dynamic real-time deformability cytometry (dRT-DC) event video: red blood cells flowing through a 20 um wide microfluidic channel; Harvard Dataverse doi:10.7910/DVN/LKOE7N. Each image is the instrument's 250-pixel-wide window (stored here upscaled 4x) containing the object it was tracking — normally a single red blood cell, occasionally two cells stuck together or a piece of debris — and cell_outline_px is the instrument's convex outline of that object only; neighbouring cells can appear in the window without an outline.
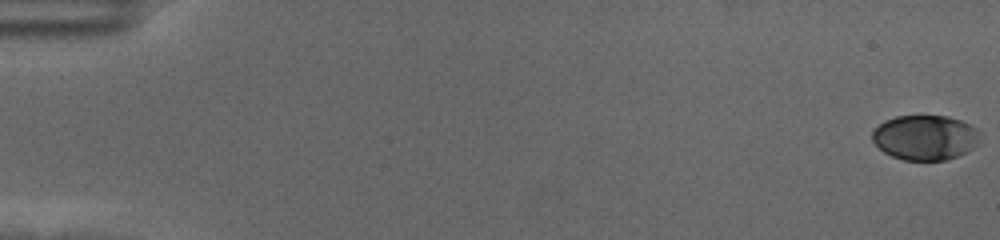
{"species": "human", "species_latin": "Homo sapiens", "temperature_condition": "cold", "stored_images_in_passage": 59, "camera_frame_rate_fps": 3000, "um_per_image_px": 0.085, "donor": {"sex": "female"}, "frame": {"image": 1, "passage_image": 1, "time_ms": 0.0, "image_size_px": [1000, 240], "cell_outline_px": [[980, 144], [968, 152], [948, 160], [904, 160], [892, 156], [884, 152], [872, 140], [872, 132], [884, 120], [896, 116], [948, 116], [972, 124], [980, 132]], "centroid_in_image_um": [78.69, 11.69], "position_along_channel_um": 6.3, "area_um2": 28.55}}
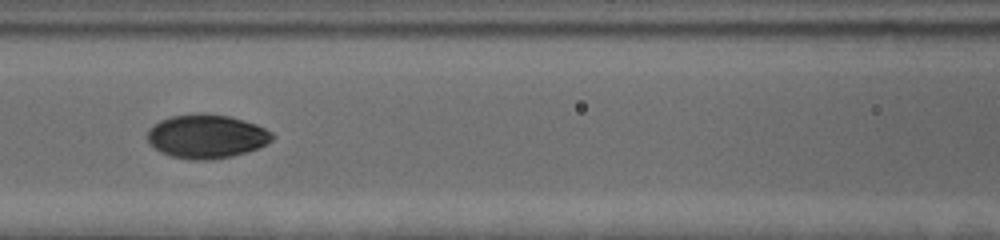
{"frame": {"image": 2, "passage_image": 28, "time_ms": 9.0, "image_size_px": [1000, 240], "cell_outline_px": [[276, 136], [272, 140], [256, 148], [232, 156], [204, 160], [196, 160], [172, 156], [160, 152], [148, 140], [148, 128], [160, 120], [172, 116], [196, 112], [200, 112], [228, 116], [244, 120], [256, 124], [272, 132]], "centroid_in_image_um": [17.55, 11.57], "position_along_channel_um": 149.1, "area_um2": 31.67}}
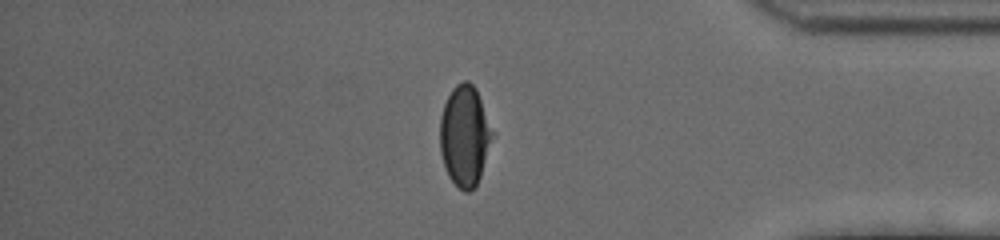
{"frame": {"image": 3, "passage_image": 51, "time_ms": 16.667, "image_size_px": [1000, 240], "cell_outline_px": [[496, 136], [476, 188], [468, 192], [464, 192], [448, 176], [440, 152], [440, 116], [444, 104], [452, 88], [456, 84], [464, 80], [468, 80], [476, 88], [496, 132]], "centroid_in_image_um": [39.56, 11.54], "position_along_channel_um": 395.6, "area_um2": 31.67}}